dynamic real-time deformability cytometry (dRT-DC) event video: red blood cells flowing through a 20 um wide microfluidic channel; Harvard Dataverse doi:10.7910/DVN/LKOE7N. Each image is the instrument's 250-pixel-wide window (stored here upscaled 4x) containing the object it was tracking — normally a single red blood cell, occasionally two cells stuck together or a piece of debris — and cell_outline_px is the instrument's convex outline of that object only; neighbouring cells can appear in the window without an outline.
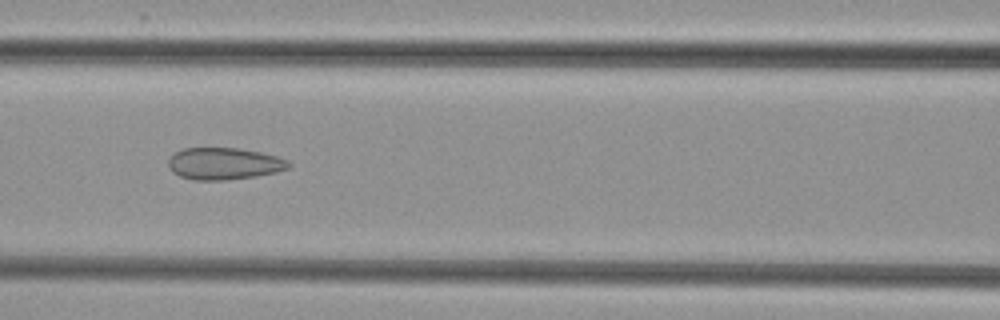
{"species": "common noctule bat (a hibernating species)", "species_latin": "Nyctalus noctula", "temperature_condition": "cold", "stored_images_in_passage": 8, "camera_frame_rate_fps": 3000, "um_per_image_px": 0.085, "animal": {"sex": "female", "body_mass_g": 29.2, "forearm_length_mm": 56.3}, "frame": {"image": 1, "passage_image": 7, "time_ms": 7.0, "image_size_px": [1000, 320], "cell_outline_px": [[292, 164], [288, 168], [276, 172], [256, 176], [224, 180], [192, 180], [180, 176], [172, 172], [168, 164], [168, 160], [176, 152], [184, 148], [236, 148], [260, 152], [276, 156], [288, 160]], "centroid_in_image_um": [19.04, 13.91], "position_along_channel_um": 147.6, "area_um2": 22.31}}
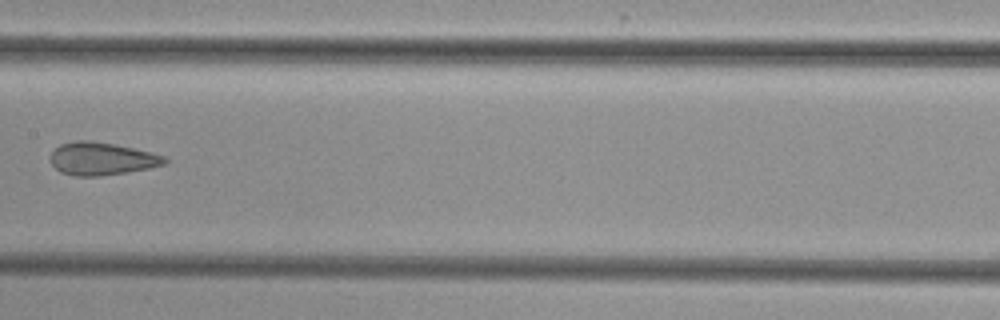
{"frame": {"image": 2, "passage_image": 8, "time_ms": 8.333, "image_size_px": [1000, 320], "cell_outline_px": [[168, 164], [148, 168], [100, 176], [76, 176], [60, 172], [52, 164], [48, 156], [60, 144], [76, 140], [92, 140], [132, 148], [164, 156], [168, 160]], "centroid_in_image_um": [8.61, 13.49], "position_along_channel_um": 198.8, "area_um2": 21.68}}